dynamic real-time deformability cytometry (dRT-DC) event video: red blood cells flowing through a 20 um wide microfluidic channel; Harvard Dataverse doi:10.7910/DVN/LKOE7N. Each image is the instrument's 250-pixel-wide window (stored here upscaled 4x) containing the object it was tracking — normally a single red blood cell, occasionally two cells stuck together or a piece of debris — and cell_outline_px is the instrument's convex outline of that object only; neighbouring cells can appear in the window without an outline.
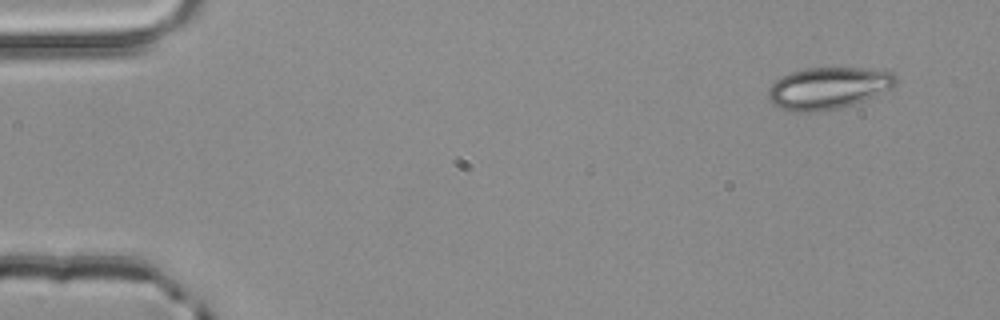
{"species": "common noctule bat (a hibernating species)", "species_latin": "Nyctalus noctula", "temperature_condition": "room temperature", "stored_images_in_passage": 2, "segment_of_instrument_passage": [2, 2], "camera_frame_rate_fps": 3000, "um_per_image_px": 0.085, "animal": {"sex": "male", "body_mass_g": 20.4}, "frame": {"image": 1, "passage_image": 2, "time_ms": 0.333, "image_size_px": [1000, 320], "cell_outline_px": [[900, 80], [892, 88], [852, 104], [840, 108], [824, 112], [796, 112], [780, 108], [772, 104], [768, 100], [768, 88], [780, 76], [804, 68], [860, 68], [892, 72]], "centroid_in_image_um": [70.36, 7.5], "position_along_channel_um": 14.6, "area_um2": 31.27}}